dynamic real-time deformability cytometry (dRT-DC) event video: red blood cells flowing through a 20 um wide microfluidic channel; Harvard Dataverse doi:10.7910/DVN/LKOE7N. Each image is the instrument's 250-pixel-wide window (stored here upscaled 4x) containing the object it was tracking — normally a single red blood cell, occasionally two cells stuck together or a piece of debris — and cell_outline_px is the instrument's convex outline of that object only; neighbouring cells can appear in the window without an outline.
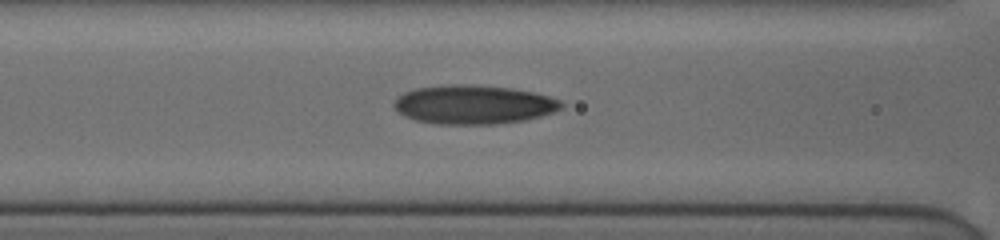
{"species": "human", "species_latin": "Homo sapiens", "temperature_condition": "cold", "stored_images_in_passage": 35, "camera_frame_rate_fps": 3000, "um_per_image_px": 0.085, "donor": {"sex": "female"}, "frame": {"image": 1, "passage_image": 14, "time_ms": 8.667, "image_size_px": [1000, 240], "cell_outline_px": [[564, 104], [560, 108], [552, 112], [540, 116], [524, 120], [492, 124], [432, 124], [416, 120], [404, 116], [396, 112], [392, 104], [396, 96], [404, 92], [416, 88], [440, 84], [468, 84], [512, 88], [532, 92], [548, 96], [560, 100]], "centroid_in_image_um": [40.17, 8.88], "position_along_channel_um": 126.4, "area_um2": 38.26}}
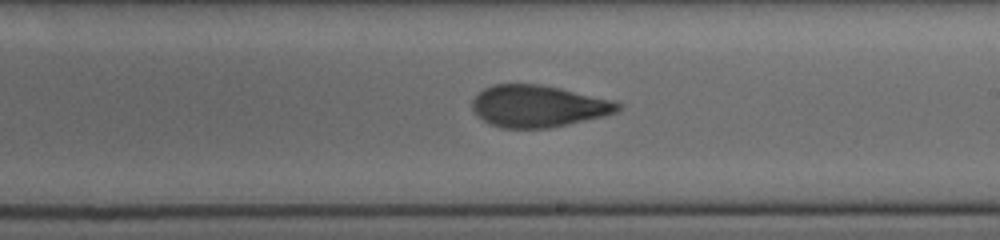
{"frame": {"image": 2, "passage_image": 22, "time_ms": 11.667, "image_size_px": [1000, 240], "cell_outline_px": [[624, 108], [616, 112], [604, 116], [568, 124], [548, 128], [500, 128], [476, 116], [472, 108], [472, 100], [484, 88], [492, 84], [540, 84], [560, 88], [616, 100], [624, 104]], "centroid_in_image_um": [45.79, 9.02], "position_along_channel_um": 243.2, "area_um2": 35.84}}
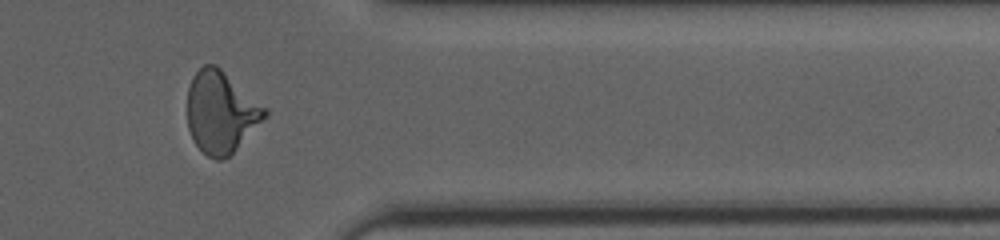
{"frame": {"image": 3, "passage_image": 31, "time_ms": 15.667, "image_size_px": [1000, 240], "cell_outline_px": [[268, 116], [224, 160], [216, 160], [208, 156], [196, 144], [188, 128], [188, 88], [192, 76], [204, 64], [216, 64], [268, 108]], "centroid_in_image_um": [18.8, 9.51], "position_along_channel_um": 392.6, "area_um2": 36.82}, "authors_computed_cell_mechanics": {"area_um2": 36.7608, "velocity_mm_per_s": 3.8925, "shape_relaxation_time_tau1_ms": 8.0513, "shape_relaxation_time_tau2_ms": 1.0643, "deformation_change_tau1": 0.2104, "deformation_change_tau2": 0.0775}}